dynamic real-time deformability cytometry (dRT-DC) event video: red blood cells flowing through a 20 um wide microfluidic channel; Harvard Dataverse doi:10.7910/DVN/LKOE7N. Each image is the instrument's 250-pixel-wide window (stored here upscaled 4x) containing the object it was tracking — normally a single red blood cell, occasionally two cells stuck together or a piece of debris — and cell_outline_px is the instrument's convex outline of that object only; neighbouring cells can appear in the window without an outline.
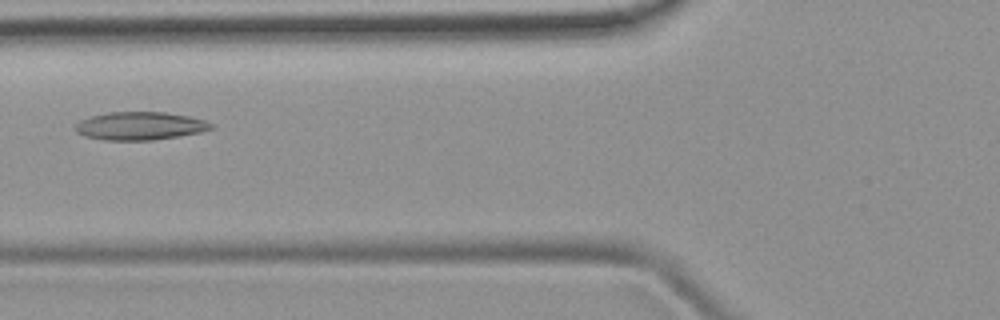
{"species": "common noctule bat (a hibernating species)", "species_latin": "Nyctalus noctula", "temperature_condition": "room temperature", "stored_images_in_passage": 4, "camera_frame_rate_fps": 3000, "um_per_image_px": 0.085, "animal": {"sex": "female", "body_mass_g": 19.9}, "frame": {"image": 1, "passage_image": 4, "time_ms": 3.333, "image_size_px": [1000, 320], "cell_outline_px": [[216, 128], [200, 132], [152, 140], [104, 140], [84, 136], [76, 132], [72, 128], [80, 120], [92, 116], [108, 112], [164, 112], [188, 116], [204, 120], [216, 124]], "centroid_in_image_um": [11.9, 10.7], "position_along_channel_um": 113.9, "area_um2": 22.31}}